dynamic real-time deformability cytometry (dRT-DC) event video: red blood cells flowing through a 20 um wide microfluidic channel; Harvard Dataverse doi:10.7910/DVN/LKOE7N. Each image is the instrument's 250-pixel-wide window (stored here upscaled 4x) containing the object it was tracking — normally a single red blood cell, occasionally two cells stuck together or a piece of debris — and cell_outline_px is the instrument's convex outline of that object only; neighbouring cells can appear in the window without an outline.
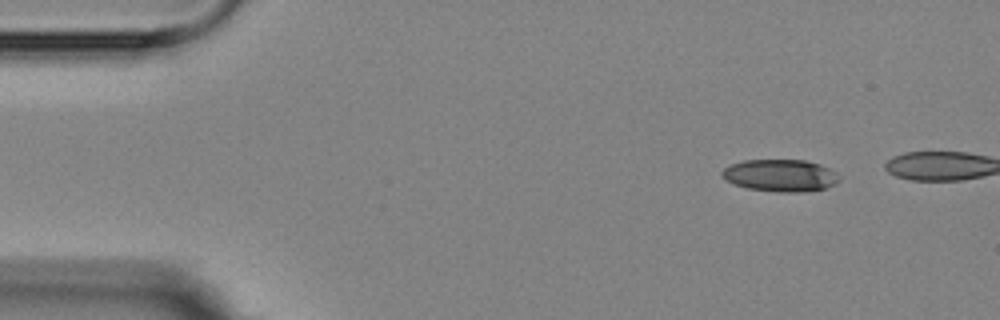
{"species": "Egyptian fruit bat (a non-hibernating species)", "species_latin": "Rousettus aegyptiacus", "temperature_condition": "room temperature", "stored_images_in_passage": 6, "segment_of_instrument_passage": [2, 2], "camera_frame_rate_fps": 3000, "um_per_image_px": 0.085, "animal": {"sex": "female"}, "frame": {"image": 1, "passage_image": 6, "time_ms": 6.667, "image_size_px": [1000, 320], "cell_outline_px": [[840, 180], [836, 184], [828, 188], [804, 192], [780, 192], [748, 188], [732, 184], [724, 180], [720, 176], [720, 172], [724, 168], [732, 164], [744, 160], [804, 160], [820, 164], [836, 172], [840, 176]], "centroid_in_image_um": [66.33, 14.92], "position_along_channel_um": 18.7, "area_um2": 22.25}}